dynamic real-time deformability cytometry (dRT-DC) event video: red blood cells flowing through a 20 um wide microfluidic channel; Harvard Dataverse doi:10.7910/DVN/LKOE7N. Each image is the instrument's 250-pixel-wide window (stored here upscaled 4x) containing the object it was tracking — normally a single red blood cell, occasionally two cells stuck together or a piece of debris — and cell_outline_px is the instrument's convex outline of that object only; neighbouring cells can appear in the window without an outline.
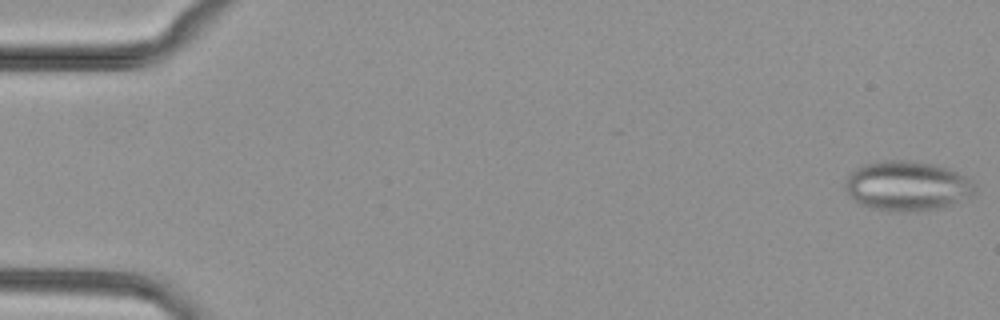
{"species": "common noctule bat (a hibernating species)", "species_latin": "Nyctalus noctula", "temperature_condition": "cold", "stored_images_in_passage": 15, "camera_frame_rate_fps": 3000, "um_per_image_px": 0.085, "animal": {"sex": "female", "body_mass_g": 29.2, "forearm_length_mm": 56.3}, "frame": {"image": 1, "passage_image": 1, "time_ms": 0.0, "image_size_px": [1000, 320], "cell_outline_px": [[972, 196], [940, 208], [920, 212], [888, 212], [872, 208], [860, 204], [848, 192], [844, 184], [844, 180], [848, 172], [864, 164], [884, 160], [904, 160], [932, 164], [948, 168], [972, 180]], "centroid_in_image_um": [77.05, 15.82], "position_along_channel_um": 7.9, "area_um2": 37.63}}